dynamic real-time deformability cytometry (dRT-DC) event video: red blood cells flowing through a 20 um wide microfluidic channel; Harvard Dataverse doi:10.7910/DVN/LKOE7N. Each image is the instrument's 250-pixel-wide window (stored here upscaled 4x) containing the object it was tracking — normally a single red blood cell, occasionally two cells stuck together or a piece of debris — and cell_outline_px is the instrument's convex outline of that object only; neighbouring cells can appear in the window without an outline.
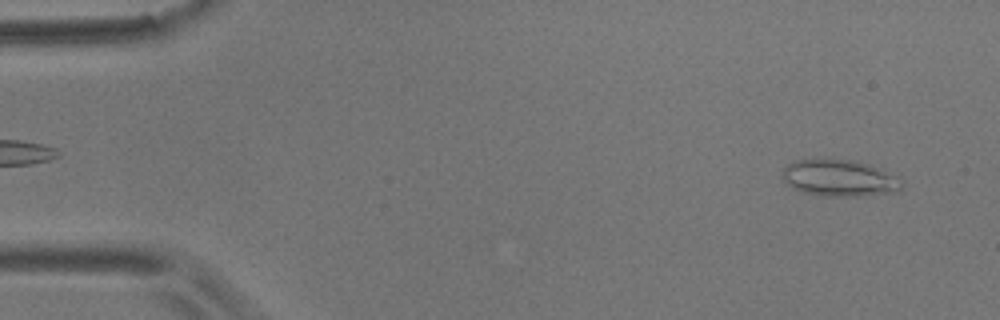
{"species": "common noctule bat (a hibernating species)", "species_latin": "Nyctalus noctula", "temperature_condition": "room temperature", "stored_images_in_passage": 55, "camera_frame_rate_fps": 3000, "um_per_image_px": 0.085, "animal": {"sex": "male", "body_mass_g": 17.9}, "frame": {"image": 1, "passage_image": 3, "time_ms": 0.667, "image_size_px": [1000, 320], "cell_outline_px": [[904, 184], [900, 192], [860, 196], [824, 196], [804, 192], [792, 188], [784, 180], [784, 168], [788, 164], [796, 160], [852, 160], [868, 164], [900, 176]], "centroid_in_image_um": [71.45, 15.16], "position_along_channel_um": 13.5, "area_um2": 25.49}}
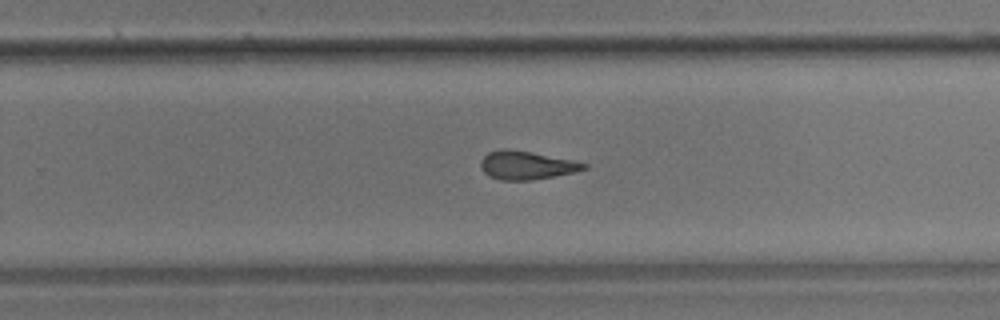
{"frame": {"image": 2, "passage_image": 35, "time_ms": 11.333, "image_size_px": [1000, 320], "cell_outline_px": [[588, 168], [576, 172], [556, 176], [532, 180], [500, 180], [488, 176], [480, 168], [480, 160], [488, 152], [504, 148], [508, 148], [532, 152], [572, 160], [588, 164]], "centroid_in_image_um": [44.74, 14.05], "position_along_channel_um": 285.1, "area_um2": 17.28}}
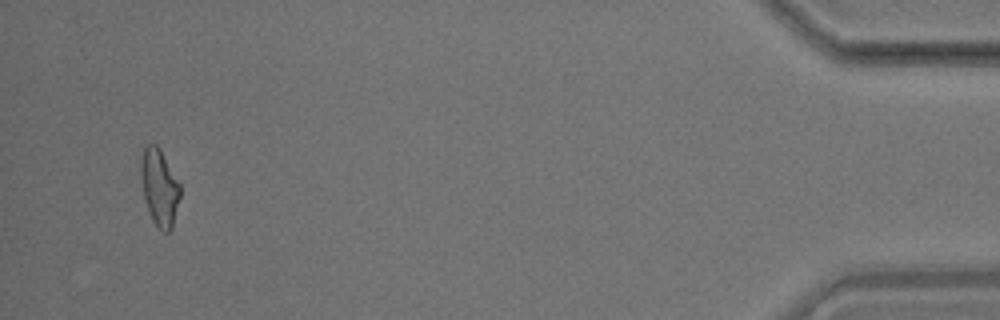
{"frame": {"image": 3, "passage_image": 53, "time_ms": 17.333, "image_size_px": [1000, 320], "cell_outline_px": [[180, 196], [172, 228], [168, 232], [164, 232], [152, 220], [144, 200], [140, 176], [140, 164], [144, 144], [156, 144], [160, 148], [180, 184]], "centroid_in_image_um": [13.53, 15.89], "position_along_channel_um": 421.7, "area_um2": 17.63}, "authors_computed_cell_mechanics": {"area_um2": 17.5134, "velocity_mm_per_s": 3.571, "shape_relaxation_time_tau1_ms": 11.3928, "shape_relaxation_time_tau2_ms": 2.6067, "deformation_change_tau1": 0.224, "deformation_change_tau2": 0.1237}}